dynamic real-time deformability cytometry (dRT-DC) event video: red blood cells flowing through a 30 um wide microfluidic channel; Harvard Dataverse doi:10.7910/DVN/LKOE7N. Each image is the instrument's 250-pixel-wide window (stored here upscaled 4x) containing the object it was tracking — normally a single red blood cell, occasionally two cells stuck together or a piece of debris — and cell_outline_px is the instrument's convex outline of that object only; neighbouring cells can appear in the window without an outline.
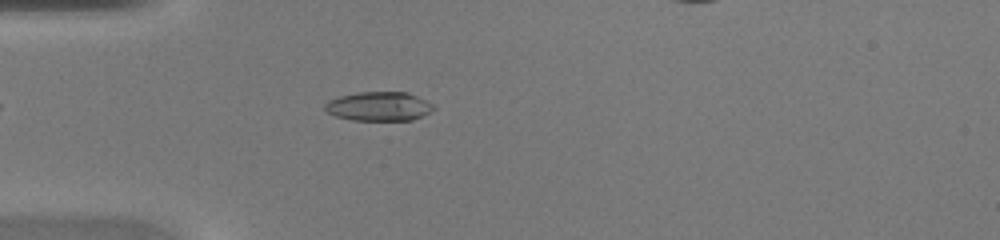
{"species": "common noctule bat (a hibernating species)", "species_latin": "Nyctalus noctula", "temperature_condition": "warm", "stored_images_in_passage": 5, "camera_frame_rate_fps": 3000, "um_per_image_px": 0.085, "animal": {"sex": "female", "body_mass_g": 20.0, "forearm_length_mm": 54.0}, "frame": {"image": 1, "passage_image": 1, "time_ms": 0.0, "image_size_px": [1000, 240], "cell_outline_px": [[436, 108], [412, 120], [352, 120], [336, 116], [328, 112], [324, 108], [324, 104], [328, 100], [340, 96], [360, 92], [404, 92], [416, 96], [432, 104]], "centroid_in_image_um": [32.17, 9.04], "position_along_channel_um": 52.8, "area_um2": 18.15}}